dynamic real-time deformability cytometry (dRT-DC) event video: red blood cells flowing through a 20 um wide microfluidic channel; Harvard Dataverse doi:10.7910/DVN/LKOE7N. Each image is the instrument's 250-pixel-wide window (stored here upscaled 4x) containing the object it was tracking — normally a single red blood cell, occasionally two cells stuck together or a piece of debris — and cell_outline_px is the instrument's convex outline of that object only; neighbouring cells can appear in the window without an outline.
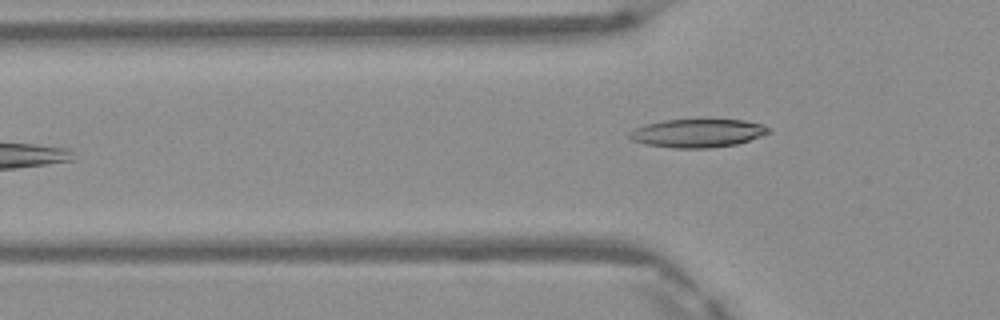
{"species": "Egyptian fruit bat (a non-hibernating species)", "species_latin": "Rousettus aegyptiacus", "temperature_condition": "warm", "stored_images_in_passage": 6, "camera_frame_rate_fps": 3000, "um_per_image_px": 0.085, "frame": {"image": 1, "passage_image": 6, "time_ms": 1.667, "image_size_px": [1000, 320], "cell_outline_px": [[772, 132], [736, 144], [708, 148], [672, 148], [644, 144], [632, 140], [628, 136], [628, 132], [632, 128], [644, 124], [664, 120], [744, 120], [760, 124], [768, 128]], "centroid_in_image_um": [59.21, 11.32], "position_along_channel_um": 66.6, "area_um2": 22.95}}